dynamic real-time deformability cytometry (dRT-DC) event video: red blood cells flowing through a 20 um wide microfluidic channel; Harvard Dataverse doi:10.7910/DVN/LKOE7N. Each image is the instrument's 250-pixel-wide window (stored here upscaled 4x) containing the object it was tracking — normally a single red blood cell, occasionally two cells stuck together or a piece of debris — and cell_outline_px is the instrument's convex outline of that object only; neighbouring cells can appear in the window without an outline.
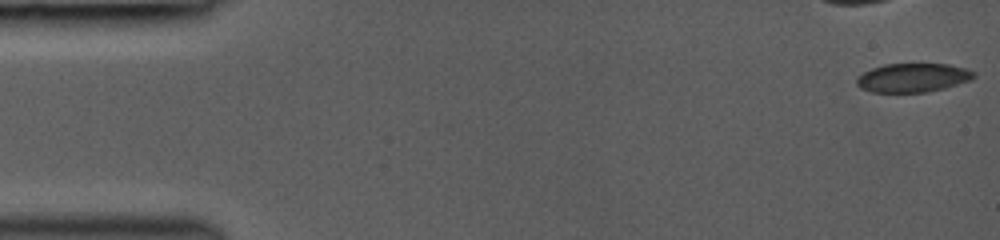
{"species": "common noctule bat (a hibernating species)", "species_latin": "Nyctalus noctula", "temperature_condition": "room temperature", "stored_images_in_passage": 43, "camera_frame_rate_fps": 3000, "um_per_image_px": 0.085, "animal": {"sex": "female", "body_mass_g": 19.0, "forearm_length_mm": 53.3}, "frame": {"image": 1, "passage_image": 1, "time_ms": 0.0, "image_size_px": [1000, 240], "cell_outline_px": [[976, 76], [972, 80], [944, 88], [924, 92], [872, 92], [860, 88], [856, 84], [856, 76], [872, 68], [884, 64], [948, 64], [968, 68], [976, 72]], "centroid_in_image_um": [77.61, 6.6], "position_along_channel_um": 7.4, "area_um2": 19.88}}